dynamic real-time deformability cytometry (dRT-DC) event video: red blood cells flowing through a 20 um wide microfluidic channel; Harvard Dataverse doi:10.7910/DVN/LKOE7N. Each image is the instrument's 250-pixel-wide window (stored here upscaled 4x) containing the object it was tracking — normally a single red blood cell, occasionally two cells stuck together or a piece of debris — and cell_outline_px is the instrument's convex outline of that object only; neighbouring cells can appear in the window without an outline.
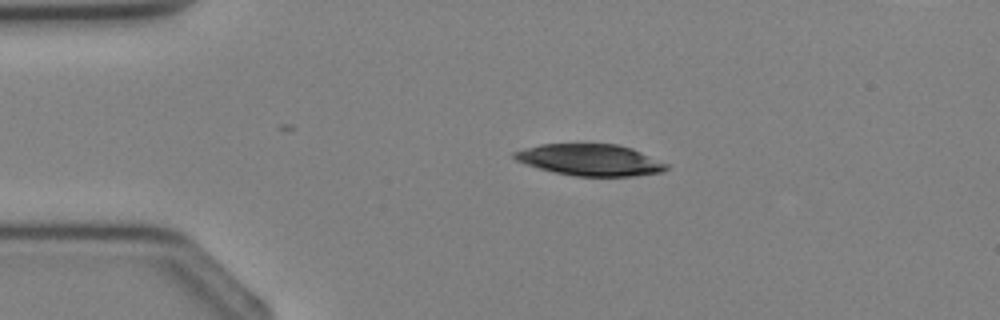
{"species": "Egyptian fruit bat (a non-hibernating species)", "species_latin": "Rousettus aegyptiacus", "temperature_condition": "cold", "stored_images_in_passage": 2, "camera_frame_rate_fps": 3000, "um_per_image_px": 0.085, "animal": {"sex": "female"}, "frame": {"image": 1, "passage_image": 1, "time_ms": 0.0, "image_size_px": [1000, 320], "cell_outline_px": [[668, 168], [664, 172], [632, 176], [576, 176], [556, 172], [540, 168], [516, 160], [512, 156], [512, 152], [540, 144], [616, 144], [632, 148], [668, 164]], "centroid_in_image_um": [50.19, 13.59], "position_along_channel_um": 34.8, "area_um2": 27.69}}